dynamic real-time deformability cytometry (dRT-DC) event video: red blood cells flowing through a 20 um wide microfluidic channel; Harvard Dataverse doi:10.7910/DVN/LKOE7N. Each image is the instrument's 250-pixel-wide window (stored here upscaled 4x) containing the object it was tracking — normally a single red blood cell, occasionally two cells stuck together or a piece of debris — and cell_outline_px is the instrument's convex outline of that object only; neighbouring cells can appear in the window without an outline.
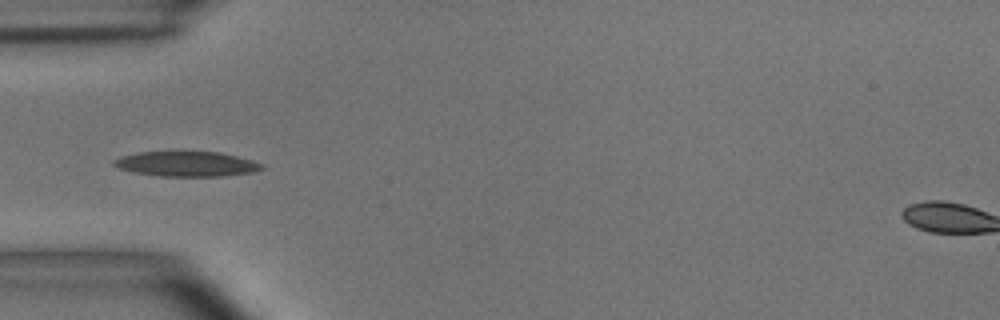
{"species": "common noctule bat (a hibernating species)", "species_latin": "Nyctalus noctula", "temperature_condition": "room temperature", "stored_images_in_passage": 13, "camera_frame_rate_fps": 3000, "um_per_image_px": 0.085, "animal": {"sex": "male", "body_mass_g": 15.6}, "frame": {"image": 1, "passage_image": 3, "time_ms": 0.667, "image_size_px": [1000, 320], "cell_outline_px": [[264, 168], [252, 172], [224, 176], [160, 176], [132, 172], [116, 168], [112, 164], [112, 160], [120, 156], [136, 152], [220, 152], [252, 160], [264, 164]], "centroid_in_image_um": [15.81, 13.94], "position_along_channel_um": 69.2, "area_um2": 21.68}}
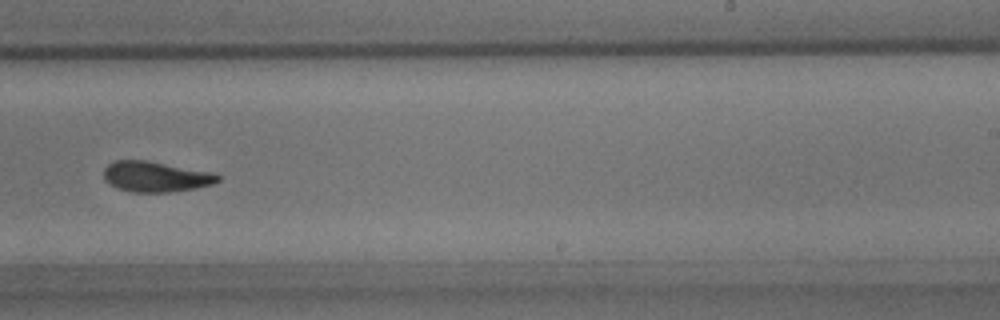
{"frame": {"image": 2, "passage_image": 8, "time_ms": 2.333, "image_size_px": [1000, 320], "cell_outline_px": [[220, 180], [212, 184], [196, 188], [172, 192], [128, 192], [104, 180], [104, 168], [108, 164], [116, 160], [144, 160], [212, 172], [220, 176]], "centroid_in_image_um": [13.23, 15.02], "position_along_channel_um": 275.8, "area_um2": 20.11}}
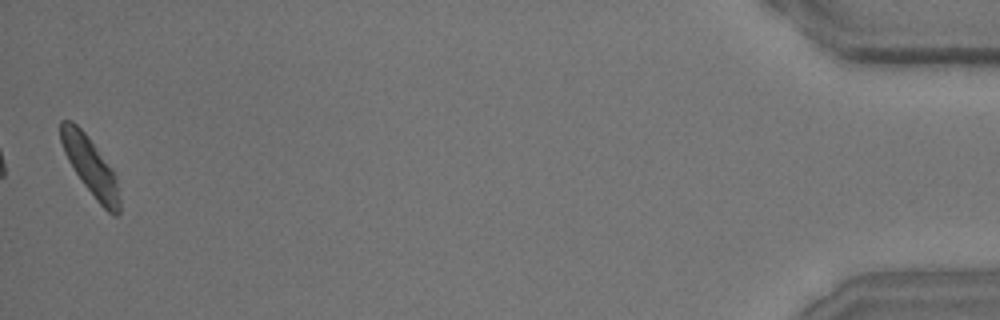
{"frame": {"image": 3, "passage_image": 13, "time_ms": 4.0, "image_size_px": [1000, 320], "cell_outline_px": [[120, 212], [116, 216], [112, 216], [96, 200], [84, 184], [68, 160], [64, 152], [60, 140], [60, 120], [72, 120], [84, 132], [116, 172], [120, 200]], "centroid_in_image_um": [7.72, 14.15], "position_along_channel_um": 427.5, "area_um2": 19.88}}